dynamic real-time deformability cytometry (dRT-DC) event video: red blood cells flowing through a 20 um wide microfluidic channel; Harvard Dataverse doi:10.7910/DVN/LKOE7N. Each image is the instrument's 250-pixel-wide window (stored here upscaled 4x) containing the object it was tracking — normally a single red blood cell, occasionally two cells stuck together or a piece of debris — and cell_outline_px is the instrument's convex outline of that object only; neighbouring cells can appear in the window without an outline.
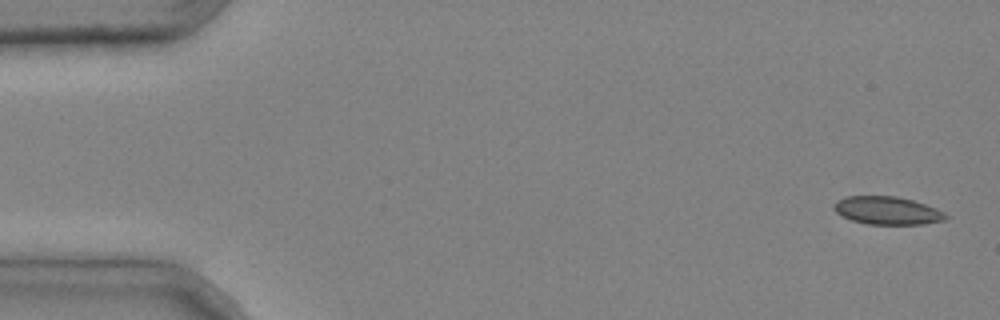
{"species": "common noctule bat (a hibernating species)", "species_latin": "Nyctalus noctula", "temperature_condition": "cold", "stored_images_in_passage": 5, "camera_frame_rate_fps": 3000, "um_per_image_px": 0.085, "animal": {"sex": "male", "body_mass_g": 20.4}, "frame": {"image": 1, "passage_image": 1, "time_ms": 0.0, "image_size_px": [1000, 320], "cell_outline_px": [[948, 216], [944, 220], [924, 224], [868, 224], [852, 220], [840, 216], [832, 208], [832, 204], [836, 200], [848, 196], [896, 196], [912, 200], [936, 208], [944, 212]], "centroid_in_image_um": [75.37, 17.89], "position_along_channel_um": 9.6, "area_um2": 18.26}}
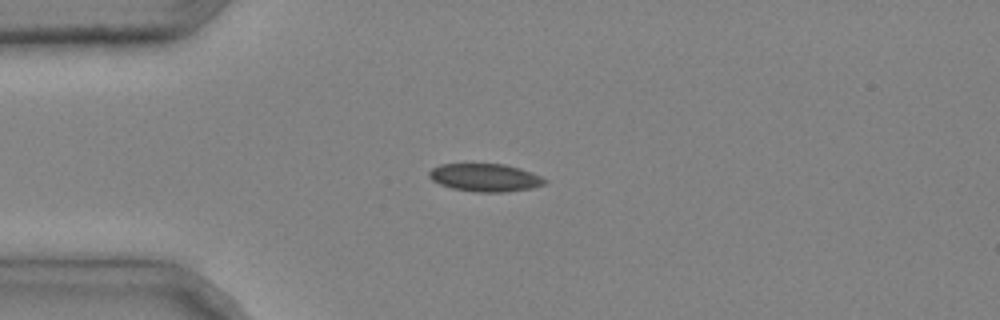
{"frame": {"image": 2, "passage_image": 4, "time_ms": 1.0, "image_size_px": [1000, 320], "cell_outline_px": [[548, 180], [544, 184], [532, 188], [504, 192], [476, 192], [452, 188], [440, 184], [432, 180], [428, 176], [428, 172], [432, 168], [440, 164], [504, 164], [520, 168], [532, 172]], "centroid_in_image_um": [41.23, 15.09], "position_along_channel_um": 43.8, "area_um2": 18.79}}